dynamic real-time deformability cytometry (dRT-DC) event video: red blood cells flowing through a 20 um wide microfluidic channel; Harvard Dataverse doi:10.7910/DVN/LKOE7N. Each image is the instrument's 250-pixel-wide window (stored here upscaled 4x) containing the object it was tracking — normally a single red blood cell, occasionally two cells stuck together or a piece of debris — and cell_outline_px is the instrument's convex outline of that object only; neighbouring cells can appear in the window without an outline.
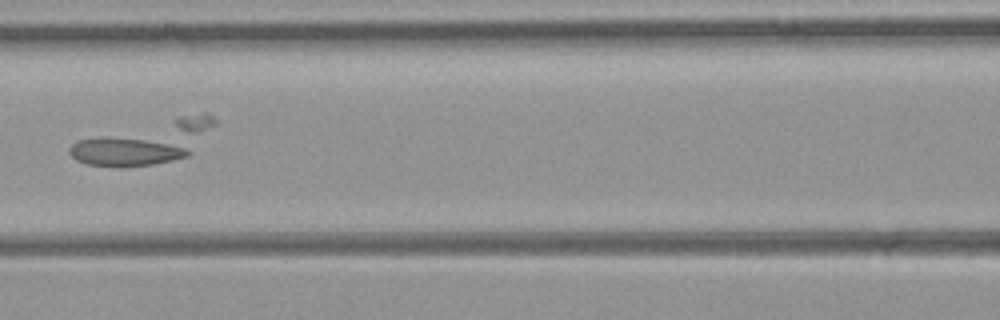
{"species": "common noctule bat (a hibernating species)", "species_latin": "Nyctalus noctula", "temperature_condition": "room temperature", "stored_images_in_passage": 7, "segment_of_instrument_passage": [2, 2], "camera_frame_rate_fps": 3000, "um_per_image_px": 0.085, "animal": {"sex": "female", "body_mass_g": 21.9}, "frame": {"image": 1, "passage_image": 7, "time_ms": 2.0, "image_size_px": [1000, 320], "cell_outline_px": [[188, 156], [172, 160], [152, 164], [88, 164], [76, 160], [68, 152], [68, 148], [76, 140], [100, 136], [104, 136], [144, 140], [184, 148], [188, 152]], "centroid_in_image_um": [10.48, 12.86], "position_along_channel_um": 156.1, "area_um2": 18.55}}